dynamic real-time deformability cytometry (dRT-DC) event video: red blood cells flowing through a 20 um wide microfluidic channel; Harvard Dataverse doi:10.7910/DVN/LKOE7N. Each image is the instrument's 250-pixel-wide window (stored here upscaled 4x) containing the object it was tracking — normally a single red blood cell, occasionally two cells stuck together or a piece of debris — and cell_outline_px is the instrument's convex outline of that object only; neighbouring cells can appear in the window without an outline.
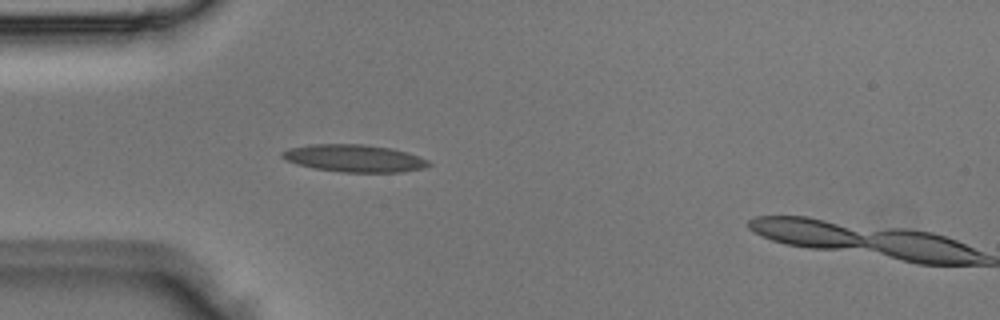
{"species": "Egyptian fruit bat (a non-hibernating species)", "species_latin": "Rousettus aegyptiacus", "temperature_condition": "room temperature", "stored_images_in_passage": 3, "camera_frame_rate_fps": 3000, "um_per_image_px": 0.085, "animal": {"sex": "male"}, "frame": {"image": 1, "passage_image": 2, "time_ms": 0.333, "image_size_px": [1000, 320], "cell_outline_px": [[432, 164], [424, 168], [400, 172], [340, 172], [312, 168], [296, 164], [280, 156], [280, 152], [288, 148], [308, 144], [364, 144], [392, 148], [408, 152], [420, 156], [428, 160]], "centroid_in_image_um": [30.11, 13.45], "position_along_channel_um": 54.9, "area_um2": 23.64}}